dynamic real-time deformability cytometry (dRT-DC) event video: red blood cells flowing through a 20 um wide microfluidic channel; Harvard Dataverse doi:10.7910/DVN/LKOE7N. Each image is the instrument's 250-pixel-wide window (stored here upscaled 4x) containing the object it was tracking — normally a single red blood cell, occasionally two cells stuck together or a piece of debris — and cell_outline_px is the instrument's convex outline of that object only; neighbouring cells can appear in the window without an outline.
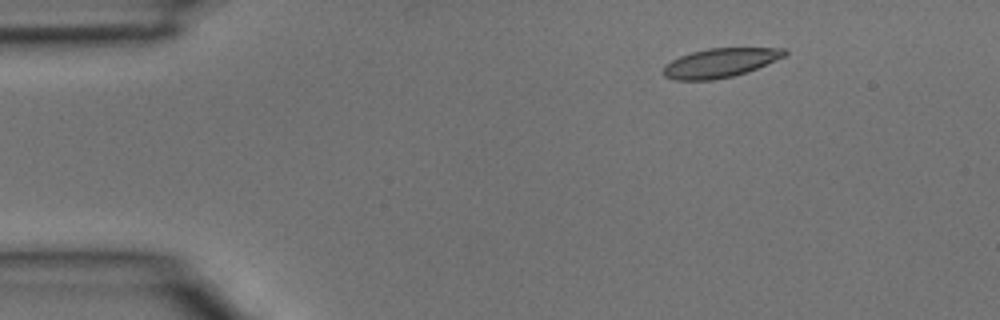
{"species": "common noctule bat (a hibernating species)", "species_latin": "Nyctalus noctula", "temperature_condition": "room temperature", "stored_images_in_passage": 2, "camera_frame_rate_fps": 3000, "um_per_image_px": 0.085, "animal": {"sex": "male", "body_mass_g": 15.6}, "frame": {"image": 1, "passage_image": 1, "time_ms": 0.0, "image_size_px": [1000, 320], "cell_outline_px": [[788, 52], [784, 56], [756, 68], [732, 76], [712, 80], [676, 80], [664, 76], [664, 64], [680, 56], [692, 52], [708, 48], [788, 48]], "centroid_in_image_um": [61.19, 5.33], "position_along_channel_um": 23.8, "area_um2": 20.29}}
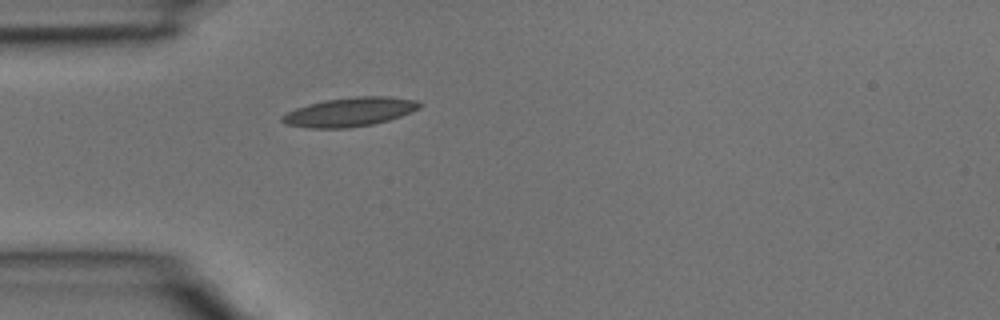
{"frame": {"image": 2, "passage_image": 2, "time_ms": 0.333, "image_size_px": [1000, 320], "cell_outline_px": [[424, 104], [420, 108], [400, 116], [388, 120], [372, 124], [348, 128], [308, 128], [284, 124], [280, 120], [280, 116], [296, 108], [308, 104], [324, 100], [356, 96], [388, 96], [416, 100]], "centroid_in_image_um": [29.71, 9.51], "position_along_channel_um": 55.3, "area_um2": 23.29}}